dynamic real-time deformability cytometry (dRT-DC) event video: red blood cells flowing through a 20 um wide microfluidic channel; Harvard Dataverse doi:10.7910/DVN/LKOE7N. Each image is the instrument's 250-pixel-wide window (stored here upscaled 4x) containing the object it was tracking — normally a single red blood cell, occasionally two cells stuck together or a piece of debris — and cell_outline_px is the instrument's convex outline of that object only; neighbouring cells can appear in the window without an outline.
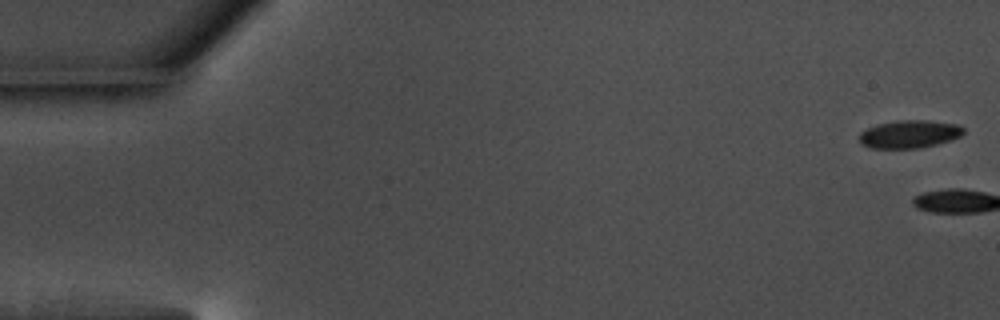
{"species": "common noctule bat (a hibernating species)", "species_latin": "Nyctalus noctula", "temperature_condition": "warm", "stored_images_in_passage": 2, "camera_frame_rate_fps": 3000, "um_per_image_px": 0.085, "animal": {"sex": "male", "body_mass_g": 17.5, "forearm_length_mm": 52.3}, "frame": {"image": 1, "passage_image": 1, "time_ms": 0.0, "image_size_px": [1000, 320], "cell_outline_px": [[964, 132], [960, 136], [936, 144], [920, 148], [872, 148], [860, 144], [860, 132], [876, 124], [896, 120], [928, 120], [960, 124], [964, 128]], "centroid_in_image_um": [77.3, 11.38], "position_along_channel_um": 7.7, "area_um2": 16.99}}